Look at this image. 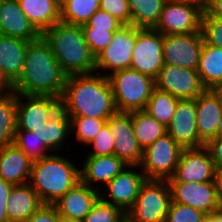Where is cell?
<instances>
[{
  "instance_id": "obj_1",
  "label": "cell",
  "mask_w": 222,
  "mask_h": 222,
  "mask_svg": "<svg viewBox=\"0 0 222 222\" xmlns=\"http://www.w3.org/2000/svg\"><path fill=\"white\" fill-rule=\"evenodd\" d=\"M67 75L57 62L46 40L40 36L28 42L23 72L13 84V92L47 95L61 99Z\"/></svg>"
},
{
  "instance_id": "obj_2",
  "label": "cell",
  "mask_w": 222,
  "mask_h": 222,
  "mask_svg": "<svg viewBox=\"0 0 222 222\" xmlns=\"http://www.w3.org/2000/svg\"><path fill=\"white\" fill-rule=\"evenodd\" d=\"M100 74L67 76L61 108L68 116L108 119L118 112L108 77Z\"/></svg>"
},
{
  "instance_id": "obj_3",
  "label": "cell",
  "mask_w": 222,
  "mask_h": 222,
  "mask_svg": "<svg viewBox=\"0 0 222 222\" xmlns=\"http://www.w3.org/2000/svg\"><path fill=\"white\" fill-rule=\"evenodd\" d=\"M41 36L49 44L67 76L95 72L96 57L84 39L81 26L59 22L43 32Z\"/></svg>"
},
{
  "instance_id": "obj_4",
  "label": "cell",
  "mask_w": 222,
  "mask_h": 222,
  "mask_svg": "<svg viewBox=\"0 0 222 222\" xmlns=\"http://www.w3.org/2000/svg\"><path fill=\"white\" fill-rule=\"evenodd\" d=\"M80 181V168L61 155H50L32 164L28 184L43 204L53 205Z\"/></svg>"
},
{
  "instance_id": "obj_5",
  "label": "cell",
  "mask_w": 222,
  "mask_h": 222,
  "mask_svg": "<svg viewBox=\"0 0 222 222\" xmlns=\"http://www.w3.org/2000/svg\"><path fill=\"white\" fill-rule=\"evenodd\" d=\"M110 82L118 112L144 110L155 88V79L132 69L105 74Z\"/></svg>"
},
{
  "instance_id": "obj_6",
  "label": "cell",
  "mask_w": 222,
  "mask_h": 222,
  "mask_svg": "<svg viewBox=\"0 0 222 222\" xmlns=\"http://www.w3.org/2000/svg\"><path fill=\"white\" fill-rule=\"evenodd\" d=\"M171 203L167 180H147L141 185L134 205L127 211L128 222H165Z\"/></svg>"
},
{
  "instance_id": "obj_7",
  "label": "cell",
  "mask_w": 222,
  "mask_h": 222,
  "mask_svg": "<svg viewBox=\"0 0 222 222\" xmlns=\"http://www.w3.org/2000/svg\"><path fill=\"white\" fill-rule=\"evenodd\" d=\"M183 148L168 134L158 138L143 150L141 164L138 167L147 180H168L176 170Z\"/></svg>"
},
{
  "instance_id": "obj_8",
  "label": "cell",
  "mask_w": 222,
  "mask_h": 222,
  "mask_svg": "<svg viewBox=\"0 0 222 222\" xmlns=\"http://www.w3.org/2000/svg\"><path fill=\"white\" fill-rule=\"evenodd\" d=\"M163 35L153 28L136 27L130 69L156 79L163 67Z\"/></svg>"
},
{
  "instance_id": "obj_9",
  "label": "cell",
  "mask_w": 222,
  "mask_h": 222,
  "mask_svg": "<svg viewBox=\"0 0 222 222\" xmlns=\"http://www.w3.org/2000/svg\"><path fill=\"white\" fill-rule=\"evenodd\" d=\"M61 109V99L54 96L16 93V130L40 128Z\"/></svg>"
},
{
  "instance_id": "obj_10",
  "label": "cell",
  "mask_w": 222,
  "mask_h": 222,
  "mask_svg": "<svg viewBox=\"0 0 222 222\" xmlns=\"http://www.w3.org/2000/svg\"><path fill=\"white\" fill-rule=\"evenodd\" d=\"M202 15L203 11L195 5L167 0L153 29L163 36L201 32Z\"/></svg>"
},
{
  "instance_id": "obj_11",
  "label": "cell",
  "mask_w": 222,
  "mask_h": 222,
  "mask_svg": "<svg viewBox=\"0 0 222 222\" xmlns=\"http://www.w3.org/2000/svg\"><path fill=\"white\" fill-rule=\"evenodd\" d=\"M204 39L202 32L163 36V63L197 70Z\"/></svg>"
},
{
  "instance_id": "obj_12",
  "label": "cell",
  "mask_w": 222,
  "mask_h": 222,
  "mask_svg": "<svg viewBox=\"0 0 222 222\" xmlns=\"http://www.w3.org/2000/svg\"><path fill=\"white\" fill-rule=\"evenodd\" d=\"M155 87L179 100L196 99L206 88L197 70L164 64L155 79Z\"/></svg>"
},
{
  "instance_id": "obj_13",
  "label": "cell",
  "mask_w": 222,
  "mask_h": 222,
  "mask_svg": "<svg viewBox=\"0 0 222 222\" xmlns=\"http://www.w3.org/2000/svg\"><path fill=\"white\" fill-rule=\"evenodd\" d=\"M136 42V27L124 25L114 36L109 45L96 56V69L115 71L130 69L132 51Z\"/></svg>"
},
{
  "instance_id": "obj_14",
  "label": "cell",
  "mask_w": 222,
  "mask_h": 222,
  "mask_svg": "<svg viewBox=\"0 0 222 222\" xmlns=\"http://www.w3.org/2000/svg\"><path fill=\"white\" fill-rule=\"evenodd\" d=\"M215 170V163L205 146L183 149L175 173L167 181L184 183L213 182Z\"/></svg>"
},
{
  "instance_id": "obj_15",
  "label": "cell",
  "mask_w": 222,
  "mask_h": 222,
  "mask_svg": "<svg viewBox=\"0 0 222 222\" xmlns=\"http://www.w3.org/2000/svg\"><path fill=\"white\" fill-rule=\"evenodd\" d=\"M107 124L114 137V155L128 166H139L143 150L134 135L131 112H117L108 118Z\"/></svg>"
},
{
  "instance_id": "obj_16",
  "label": "cell",
  "mask_w": 222,
  "mask_h": 222,
  "mask_svg": "<svg viewBox=\"0 0 222 222\" xmlns=\"http://www.w3.org/2000/svg\"><path fill=\"white\" fill-rule=\"evenodd\" d=\"M167 134L183 149L205 146L197 131L196 99H178L176 111L167 126Z\"/></svg>"
},
{
  "instance_id": "obj_17",
  "label": "cell",
  "mask_w": 222,
  "mask_h": 222,
  "mask_svg": "<svg viewBox=\"0 0 222 222\" xmlns=\"http://www.w3.org/2000/svg\"><path fill=\"white\" fill-rule=\"evenodd\" d=\"M133 167L136 168L137 166H128L130 169H124L108 184L104 185L110 200H107L104 191H99L102 200L118 206L125 213L134 205L141 185L146 181L144 173L137 172V169L135 171Z\"/></svg>"
},
{
  "instance_id": "obj_18",
  "label": "cell",
  "mask_w": 222,
  "mask_h": 222,
  "mask_svg": "<svg viewBox=\"0 0 222 222\" xmlns=\"http://www.w3.org/2000/svg\"><path fill=\"white\" fill-rule=\"evenodd\" d=\"M168 184L171 192V202L193 207L207 215L220 209L213 182H168Z\"/></svg>"
},
{
  "instance_id": "obj_19",
  "label": "cell",
  "mask_w": 222,
  "mask_h": 222,
  "mask_svg": "<svg viewBox=\"0 0 222 222\" xmlns=\"http://www.w3.org/2000/svg\"><path fill=\"white\" fill-rule=\"evenodd\" d=\"M99 191L80 180L53 205L61 218L83 221L100 197Z\"/></svg>"
},
{
  "instance_id": "obj_20",
  "label": "cell",
  "mask_w": 222,
  "mask_h": 222,
  "mask_svg": "<svg viewBox=\"0 0 222 222\" xmlns=\"http://www.w3.org/2000/svg\"><path fill=\"white\" fill-rule=\"evenodd\" d=\"M221 114L222 100L213 89H206L196 98L197 131L205 145L216 138Z\"/></svg>"
},
{
  "instance_id": "obj_21",
  "label": "cell",
  "mask_w": 222,
  "mask_h": 222,
  "mask_svg": "<svg viewBox=\"0 0 222 222\" xmlns=\"http://www.w3.org/2000/svg\"><path fill=\"white\" fill-rule=\"evenodd\" d=\"M0 34L28 42L41 36L22 11L18 0L0 1Z\"/></svg>"
},
{
  "instance_id": "obj_22",
  "label": "cell",
  "mask_w": 222,
  "mask_h": 222,
  "mask_svg": "<svg viewBox=\"0 0 222 222\" xmlns=\"http://www.w3.org/2000/svg\"><path fill=\"white\" fill-rule=\"evenodd\" d=\"M83 167H80V180L91 188L94 182L108 184L113 178L128 167V165L116 155L86 157Z\"/></svg>"
},
{
  "instance_id": "obj_23",
  "label": "cell",
  "mask_w": 222,
  "mask_h": 222,
  "mask_svg": "<svg viewBox=\"0 0 222 222\" xmlns=\"http://www.w3.org/2000/svg\"><path fill=\"white\" fill-rule=\"evenodd\" d=\"M33 162L13 143L0 148V178L13 185L29 182Z\"/></svg>"
},
{
  "instance_id": "obj_24",
  "label": "cell",
  "mask_w": 222,
  "mask_h": 222,
  "mask_svg": "<svg viewBox=\"0 0 222 222\" xmlns=\"http://www.w3.org/2000/svg\"><path fill=\"white\" fill-rule=\"evenodd\" d=\"M28 41L0 34V69L13 85L23 72Z\"/></svg>"
},
{
  "instance_id": "obj_25",
  "label": "cell",
  "mask_w": 222,
  "mask_h": 222,
  "mask_svg": "<svg viewBox=\"0 0 222 222\" xmlns=\"http://www.w3.org/2000/svg\"><path fill=\"white\" fill-rule=\"evenodd\" d=\"M43 205L38 194L28 183L14 185L7 198L8 220L9 222H26Z\"/></svg>"
},
{
  "instance_id": "obj_26",
  "label": "cell",
  "mask_w": 222,
  "mask_h": 222,
  "mask_svg": "<svg viewBox=\"0 0 222 222\" xmlns=\"http://www.w3.org/2000/svg\"><path fill=\"white\" fill-rule=\"evenodd\" d=\"M30 23L42 34L61 22L60 6L56 0H18Z\"/></svg>"
},
{
  "instance_id": "obj_27",
  "label": "cell",
  "mask_w": 222,
  "mask_h": 222,
  "mask_svg": "<svg viewBox=\"0 0 222 222\" xmlns=\"http://www.w3.org/2000/svg\"><path fill=\"white\" fill-rule=\"evenodd\" d=\"M197 72L206 89H214L222 82V48L204 42Z\"/></svg>"
},
{
  "instance_id": "obj_28",
  "label": "cell",
  "mask_w": 222,
  "mask_h": 222,
  "mask_svg": "<svg viewBox=\"0 0 222 222\" xmlns=\"http://www.w3.org/2000/svg\"><path fill=\"white\" fill-rule=\"evenodd\" d=\"M40 141L44 142L53 152L61 150V146L71 134L70 118L66 112L61 109L56 115L49 119L40 128L33 129Z\"/></svg>"
},
{
  "instance_id": "obj_29",
  "label": "cell",
  "mask_w": 222,
  "mask_h": 222,
  "mask_svg": "<svg viewBox=\"0 0 222 222\" xmlns=\"http://www.w3.org/2000/svg\"><path fill=\"white\" fill-rule=\"evenodd\" d=\"M131 117L134 135L142 150L167 134V127L144 110L131 112Z\"/></svg>"
},
{
  "instance_id": "obj_30",
  "label": "cell",
  "mask_w": 222,
  "mask_h": 222,
  "mask_svg": "<svg viewBox=\"0 0 222 222\" xmlns=\"http://www.w3.org/2000/svg\"><path fill=\"white\" fill-rule=\"evenodd\" d=\"M166 2L167 0H128L131 25L138 28H154Z\"/></svg>"
},
{
  "instance_id": "obj_31",
  "label": "cell",
  "mask_w": 222,
  "mask_h": 222,
  "mask_svg": "<svg viewBox=\"0 0 222 222\" xmlns=\"http://www.w3.org/2000/svg\"><path fill=\"white\" fill-rule=\"evenodd\" d=\"M100 9V0H68L60 7L61 22L82 26Z\"/></svg>"
},
{
  "instance_id": "obj_32",
  "label": "cell",
  "mask_w": 222,
  "mask_h": 222,
  "mask_svg": "<svg viewBox=\"0 0 222 222\" xmlns=\"http://www.w3.org/2000/svg\"><path fill=\"white\" fill-rule=\"evenodd\" d=\"M177 104L176 97L155 87L144 111L167 127L176 111Z\"/></svg>"
},
{
  "instance_id": "obj_33",
  "label": "cell",
  "mask_w": 222,
  "mask_h": 222,
  "mask_svg": "<svg viewBox=\"0 0 222 222\" xmlns=\"http://www.w3.org/2000/svg\"><path fill=\"white\" fill-rule=\"evenodd\" d=\"M16 131V93L0 96V148L13 144Z\"/></svg>"
},
{
  "instance_id": "obj_34",
  "label": "cell",
  "mask_w": 222,
  "mask_h": 222,
  "mask_svg": "<svg viewBox=\"0 0 222 222\" xmlns=\"http://www.w3.org/2000/svg\"><path fill=\"white\" fill-rule=\"evenodd\" d=\"M33 163L42 160L52 154L53 151L42 141H40L34 131L16 130L13 142ZM47 152V153H46Z\"/></svg>"
},
{
  "instance_id": "obj_35",
  "label": "cell",
  "mask_w": 222,
  "mask_h": 222,
  "mask_svg": "<svg viewBox=\"0 0 222 222\" xmlns=\"http://www.w3.org/2000/svg\"><path fill=\"white\" fill-rule=\"evenodd\" d=\"M69 118L71 133L76 135L80 144L86 145L93 141L108 120L82 116H69Z\"/></svg>"
},
{
  "instance_id": "obj_36",
  "label": "cell",
  "mask_w": 222,
  "mask_h": 222,
  "mask_svg": "<svg viewBox=\"0 0 222 222\" xmlns=\"http://www.w3.org/2000/svg\"><path fill=\"white\" fill-rule=\"evenodd\" d=\"M125 216L121 208L99 197L82 222H120Z\"/></svg>"
},
{
  "instance_id": "obj_37",
  "label": "cell",
  "mask_w": 222,
  "mask_h": 222,
  "mask_svg": "<svg viewBox=\"0 0 222 222\" xmlns=\"http://www.w3.org/2000/svg\"><path fill=\"white\" fill-rule=\"evenodd\" d=\"M206 216L201 210L171 202L165 222H203Z\"/></svg>"
},
{
  "instance_id": "obj_38",
  "label": "cell",
  "mask_w": 222,
  "mask_h": 222,
  "mask_svg": "<svg viewBox=\"0 0 222 222\" xmlns=\"http://www.w3.org/2000/svg\"><path fill=\"white\" fill-rule=\"evenodd\" d=\"M201 32L206 44L222 48V20L203 12Z\"/></svg>"
},
{
  "instance_id": "obj_39",
  "label": "cell",
  "mask_w": 222,
  "mask_h": 222,
  "mask_svg": "<svg viewBox=\"0 0 222 222\" xmlns=\"http://www.w3.org/2000/svg\"><path fill=\"white\" fill-rule=\"evenodd\" d=\"M92 145V151L86 157L108 156L114 154V137L106 123L96 137L89 143Z\"/></svg>"
},
{
  "instance_id": "obj_40",
  "label": "cell",
  "mask_w": 222,
  "mask_h": 222,
  "mask_svg": "<svg viewBox=\"0 0 222 222\" xmlns=\"http://www.w3.org/2000/svg\"><path fill=\"white\" fill-rule=\"evenodd\" d=\"M82 32L92 54L96 57L109 45L114 36V33L117 31L82 28Z\"/></svg>"
},
{
  "instance_id": "obj_41",
  "label": "cell",
  "mask_w": 222,
  "mask_h": 222,
  "mask_svg": "<svg viewBox=\"0 0 222 222\" xmlns=\"http://www.w3.org/2000/svg\"><path fill=\"white\" fill-rule=\"evenodd\" d=\"M124 24L108 12L98 9L81 28H95L107 31H119Z\"/></svg>"
},
{
  "instance_id": "obj_42",
  "label": "cell",
  "mask_w": 222,
  "mask_h": 222,
  "mask_svg": "<svg viewBox=\"0 0 222 222\" xmlns=\"http://www.w3.org/2000/svg\"><path fill=\"white\" fill-rule=\"evenodd\" d=\"M100 9L108 12L124 25H131V12L128 0H100Z\"/></svg>"
},
{
  "instance_id": "obj_43",
  "label": "cell",
  "mask_w": 222,
  "mask_h": 222,
  "mask_svg": "<svg viewBox=\"0 0 222 222\" xmlns=\"http://www.w3.org/2000/svg\"><path fill=\"white\" fill-rule=\"evenodd\" d=\"M26 222H62L54 205L44 204Z\"/></svg>"
},
{
  "instance_id": "obj_44",
  "label": "cell",
  "mask_w": 222,
  "mask_h": 222,
  "mask_svg": "<svg viewBox=\"0 0 222 222\" xmlns=\"http://www.w3.org/2000/svg\"><path fill=\"white\" fill-rule=\"evenodd\" d=\"M13 186V184L0 178V222H9L6 213V204Z\"/></svg>"
},
{
  "instance_id": "obj_45",
  "label": "cell",
  "mask_w": 222,
  "mask_h": 222,
  "mask_svg": "<svg viewBox=\"0 0 222 222\" xmlns=\"http://www.w3.org/2000/svg\"><path fill=\"white\" fill-rule=\"evenodd\" d=\"M205 147L209 150L216 168H222V138L210 140Z\"/></svg>"
},
{
  "instance_id": "obj_46",
  "label": "cell",
  "mask_w": 222,
  "mask_h": 222,
  "mask_svg": "<svg viewBox=\"0 0 222 222\" xmlns=\"http://www.w3.org/2000/svg\"><path fill=\"white\" fill-rule=\"evenodd\" d=\"M213 184L220 209H222V168H216Z\"/></svg>"
},
{
  "instance_id": "obj_47",
  "label": "cell",
  "mask_w": 222,
  "mask_h": 222,
  "mask_svg": "<svg viewBox=\"0 0 222 222\" xmlns=\"http://www.w3.org/2000/svg\"><path fill=\"white\" fill-rule=\"evenodd\" d=\"M205 12L210 17L222 20V0H211L210 5Z\"/></svg>"
},
{
  "instance_id": "obj_48",
  "label": "cell",
  "mask_w": 222,
  "mask_h": 222,
  "mask_svg": "<svg viewBox=\"0 0 222 222\" xmlns=\"http://www.w3.org/2000/svg\"><path fill=\"white\" fill-rule=\"evenodd\" d=\"M13 92V85L7 80L0 69V96Z\"/></svg>"
},
{
  "instance_id": "obj_49",
  "label": "cell",
  "mask_w": 222,
  "mask_h": 222,
  "mask_svg": "<svg viewBox=\"0 0 222 222\" xmlns=\"http://www.w3.org/2000/svg\"><path fill=\"white\" fill-rule=\"evenodd\" d=\"M174 1L195 5L203 12L207 10L211 2V0H174Z\"/></svg>"
},
{
  "instance_id": "obj_50",
  "label": "cell",
  "mask_w": 222,
  "mask_h": 222,
  "mask_svg": "<svg viewBox=\"0 0 222 222\" xmlns=\"http://www.w3.org/2000/svg\"><path fill=\"white\" fill-rule=\"evenodd\" d=\"M214 222H222V209L214 211Z\"/></svg>"
},
{
  "instance_id": "obj_51",
  "label": "cell",
  "mask_w": 222,
  "mask_h": 222,
  "mask_svg": "<svg viewBox=\"0 0 222 222\" xmlns=\"http://www.w3.org/2000/svg\"><path fill=\"white\" fill-rule=\"evenodd\" d=\"M216 138H222V114L218 123Z\"/></svg>"
},
{
  "instance_id": "obj_52",
  "label": "cell",
  "mask_w": 222,
  "mask_h": 222,
  "mask_svg": "<svg viewBox=\"0 0 222 222\" xmlns=\"http://www.w3.org/2000/svg\"><path fill=\"white\" fill-rule=\"evenodd\" d=\"M221 98L222 100V82L213 89Z\"/></svg>"
},
{
  "instance_id": "obj_53",
  "label": "cell",
  "mask_w": 222,
  "mask_h": 222,
  "mask_svg": "<svg viewBox=\"0 0 222 222\" xmlns=\"http://www.w3.org/2000/svg\"><path fill=\"white\" fill-rule=\"evenodd\" d=\"M203 222H214V212L212 214H210V215H207L204 218Z\"/></svg>"
},
{
  "instance_id": "obj_54",
  "label": "cell",
  "mask_w": 222,
  "mask_h": 222,
  "mask_svg": "<svg viewBox=\"0 0 222 222\" xmlns=\"http://www.w3.org/2000/svg\"><path fill=\"white\" fill-rule=\"evenodd\" d=\"M62 222H82V221L81 220H72V219L62 218Z\"/></svg>"
},
{
  "instance_id": "obj_55",
  "label": "cell",
  "mask_w": 222,
  "mask_h": 222,
  "mask_svg": "<svg viewBox=\"0 0 222 222\" xmlns=\"http://www.w3.org/2000/svg\"><path fill=\"white\" fill-rule=\"evenodd\" d=\"M68 0H56L58 5L61 7L63 4H65Z\"/></svg>"
},
{
  "instance_id": "obj_56",
  "label": "cell",
  "mask_w": 222,
  "mask_h": 222,
  "mask_svg": "<svg viewBox=\"0 0 222 222\" xmlns=\"http://www.w3.org/2000/svg\"><path fill=\"white\" fill-rule=\"evenodd\" d=\"M120 222H128L127 217L125 216Z\"/></svg>"
}]
</instances>
